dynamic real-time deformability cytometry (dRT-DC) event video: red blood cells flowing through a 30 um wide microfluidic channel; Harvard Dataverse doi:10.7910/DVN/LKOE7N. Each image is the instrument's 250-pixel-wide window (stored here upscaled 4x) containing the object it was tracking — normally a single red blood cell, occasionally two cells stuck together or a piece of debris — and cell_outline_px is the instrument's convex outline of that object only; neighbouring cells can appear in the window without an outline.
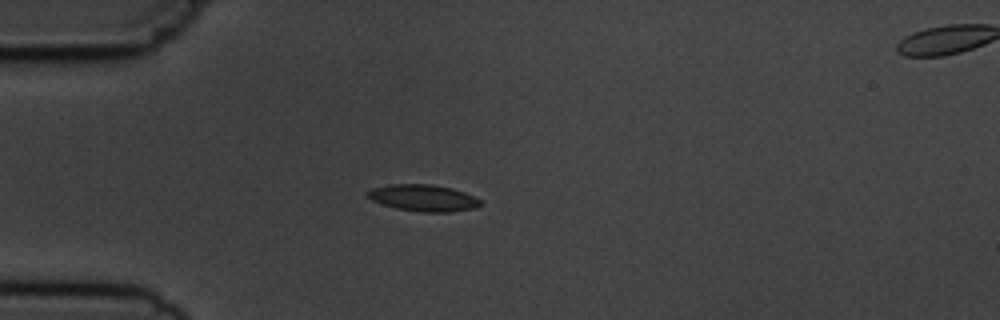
{"species": "common noctule bat (a hibernating species)", "species_latin": "Nyctalus noctula", "temperature_condition": "cold", "stored_images_in_passage": 6, "camera_frame_rate_fps": 3000, "um_per_image_px": 0.085, "animal": {"sex": "male", "body_mass_g": 19.5, "forearm_length_mm": 54.6}, "frame": {"image": 1, "passage_image": 5, "time_ms": 4.667, "image_size_px": [1000, 320], "cell_outline_px": [[480, 204], [476, 208], [448, 212], [420, 212], [396, 208], [372, 200], [364, 192], [372, 188], [392, 184], [432, 184], [452, 188], [476, 196], [480, 200]], "centroid_in_image_um": [35.99, 16.82], "position_along_channel_um": 49.0, "area_um2": 17.51}}